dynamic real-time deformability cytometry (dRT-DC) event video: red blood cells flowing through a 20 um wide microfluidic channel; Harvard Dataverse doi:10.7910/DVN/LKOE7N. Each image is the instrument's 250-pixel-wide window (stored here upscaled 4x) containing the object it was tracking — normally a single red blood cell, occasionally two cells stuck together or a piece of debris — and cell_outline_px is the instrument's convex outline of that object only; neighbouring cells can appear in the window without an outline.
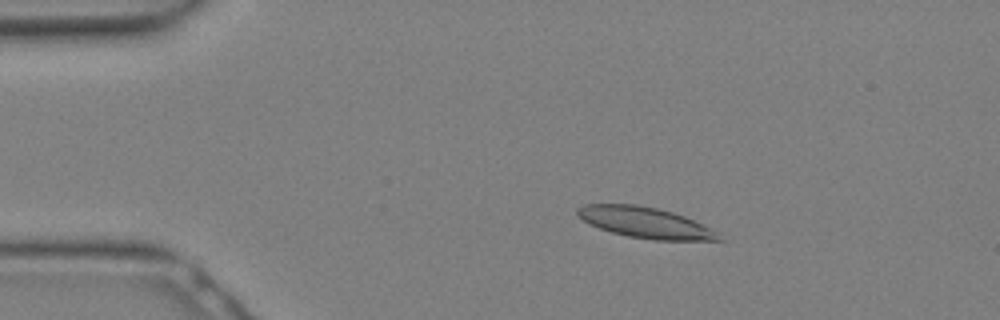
{"species": "Egyptian fruit bat (a non-hibernating species)", "species_latin": "Rousettus aegyptiacus", "temperature_condition": "warm", "stored_images_in_passage": 17, "camera_frame_rate_fps": 3000, "um_per_image_px": 0.085, "animal": {"sex": "female"}, "frame": {"image": 1, "passage_image": 6, "time_ms": 1.667, "image_size_px": [1000, 320], "cell_outline_px": [[724, 240], [656, 240], [628, 236], [612, 232], [600, 228], [576, 216], [576, 208], [584, 204], [636, 204], [656, 208], [672, 212], [684, 216], [716, 232]], "centroid_in_image_um": [54.79, 18.91], "position_along_channel_um": 30.2, "area_um2": 24.97}}
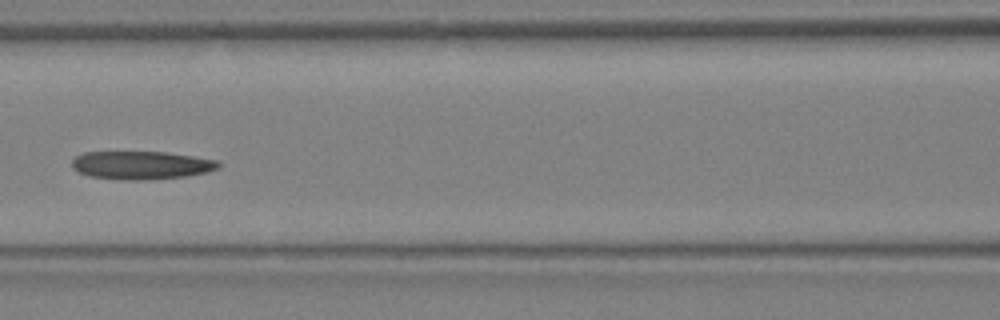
{"frame": {"image": 2, "passage_image": 14, "time_ms": 4.333, "image_size_px": [1000, 320], "cell_outline_px": [[220, 168], [208, 172], [188, 176], [144, 180], [128, 180], [88, 176], [72, 168], [72, 160], [76, 156], [84, 152], [168, 152], [220, 160]], "centroid_in_image_um": [12.06, 14.04], "position_along_channel_um": 154.5, "area_um2": 24.28}}
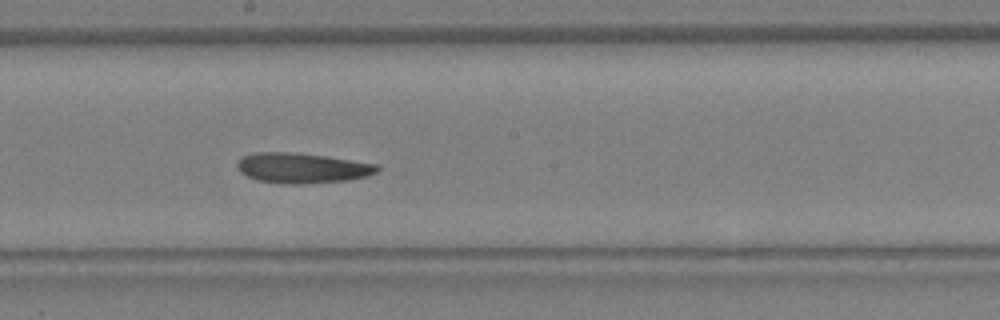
{"frame": {"image": 3, "passage_image": 17, "time_ms": 5.333, "image_size_px": [1000, 320], "cell_outline_px": [[380, 168], [376, 172], [368, 176], [348, 180], [300, 184], [284, 184], [256, 180], [240, 172], [236, 164], [244, 156], [252, 152], [292, 152], [324, 156], [376, 164]], "centroid_in_image_um": [25.66, 14.28], "position_along_channel_um": 222.5, "area_um2": 24.51}}